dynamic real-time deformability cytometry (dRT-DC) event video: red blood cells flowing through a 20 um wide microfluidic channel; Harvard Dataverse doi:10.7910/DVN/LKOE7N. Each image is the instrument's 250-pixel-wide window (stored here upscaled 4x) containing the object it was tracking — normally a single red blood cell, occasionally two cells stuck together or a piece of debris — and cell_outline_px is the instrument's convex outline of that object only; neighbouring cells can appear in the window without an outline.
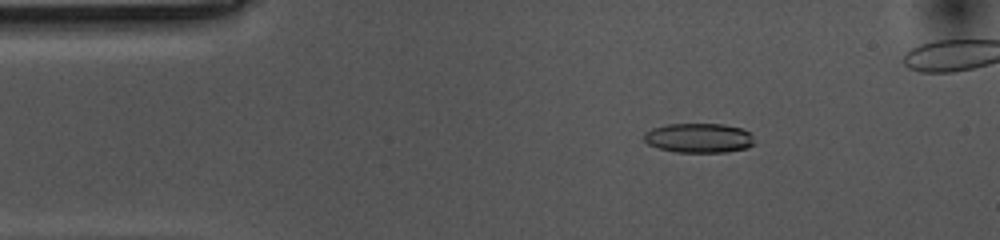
{"species": "common noctule bat (a hibernating species)", "species_latin": "Nyctalus noctula", "temperature_condition": "cold", "stored_images_in_passage": 49, "camera_frame_rate_fps": 3000, "um_per_image_px": 0.085, "animal": {"sex": "female", "body_mass_g": 10.0, "forearm_length_mm": 53.1}, "frame": {"image": 1, "passage_image": 8, "time_ms": 2.333, "image_size_px": [1000, 240], "cell_outline_px": [[756, 144], [748, 148], [728, 152], [676, 152], [660, 148], [648, 144], [644, 140], [644, 132], [652, 128], [668, 124], [724, 124], [740, 128], [748, 132], [752, 136]], "centroid_in_image_um": [59.42, 11.73], "position_along_channel_um": 25.6, "area_um2": 19.07}}
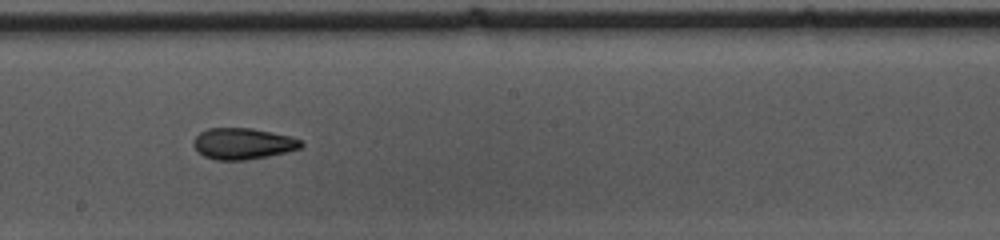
{"frame": {"image": 2, "passage_image": 29, "time_ms": 9.333, "image_size_px": [1000, 240], "cell_outline_px": [[304, 144], [300, 148], [268, 156], [248, 160], [216, 160], [204, 156], [192, 144], [192, 140], [200, 132], [208, 128], [252, 128], [288, 136], [304, 140]], "centroid_in_image_um": [20.64, 12.21], "position_along_channel_um": 227.6, "area_um2": 19.54}}
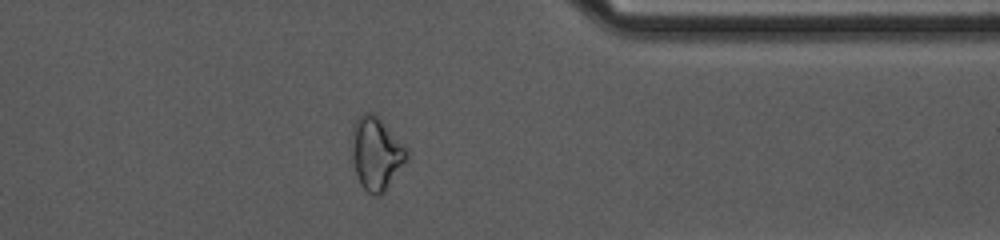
{"frame": {"image": 3, "passage_image": 43, "time_ms": 14.0, "image_size_px": [1000, 240], "cell_outline_px": [[408, 160], [384, 192], [376, 196], [368, 192], [360, 184], [356, 176], [352, 156], [352, 124], [356, 116], [364, 112], [376, 112], [404, 144], [408, 152]], "centroid_in_image_um": [31.98, 12.99], "position_along_channel_um": 379.4, "area_um2": 23.87}, "authors_computed_cell_mechanics": {"area_um2": 19.5364, "velocity_mm_per_s": 3.5465, "shape_relaxation_time_tau1_ms": 10.2369, "shape_relaxation_time_tau2_ms": 3.2921, "deformation_change_tau1": 0.2446, "deformation_change_tau2": 0.1084}}